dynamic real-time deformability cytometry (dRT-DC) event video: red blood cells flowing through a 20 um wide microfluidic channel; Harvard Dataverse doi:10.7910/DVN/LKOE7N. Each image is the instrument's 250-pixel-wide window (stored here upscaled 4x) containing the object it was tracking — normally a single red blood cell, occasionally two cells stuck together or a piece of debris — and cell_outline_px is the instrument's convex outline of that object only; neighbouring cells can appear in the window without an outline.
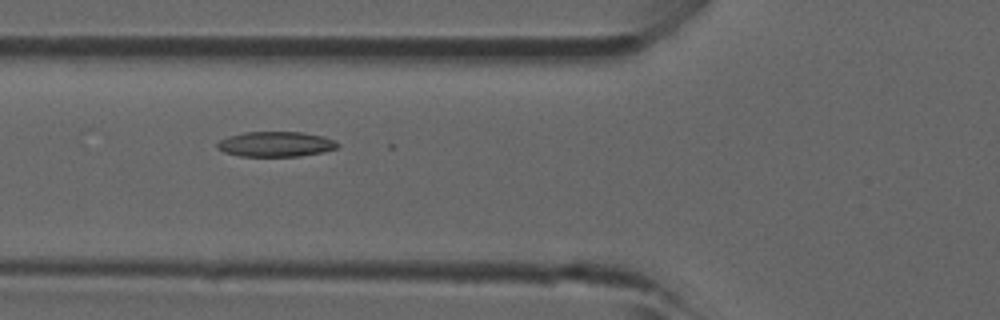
{"species": "common noctule bat (a hibernating species)", "species_latin": "Nyctalus noctula", "temperature_condition": "room temperature", "stored_images_in_passage": 38, "camera_frame_rate_fps": 3000, "um_per_image_px": 0.085, "animal": {"sex": "male", "forearm_length_mm": 52.5}, "frame": {"image": 1, "passage_image": 9, "time_ms": 2.667, "image_size_px": [1000, 320], "cell_outline_px": [[340, 144], [336, 148], [324, 152], [300, 156], [240, 156], [224, 152], [216, 148], [216, 144], [220, 140], [228, 136], [244, 132], [304, 132], [324, 136], [336, 140]], "centroid_in_image_um": [23.46, 12.25], "position_along_channel_um": 102.3, "area_um2": 17.8}}